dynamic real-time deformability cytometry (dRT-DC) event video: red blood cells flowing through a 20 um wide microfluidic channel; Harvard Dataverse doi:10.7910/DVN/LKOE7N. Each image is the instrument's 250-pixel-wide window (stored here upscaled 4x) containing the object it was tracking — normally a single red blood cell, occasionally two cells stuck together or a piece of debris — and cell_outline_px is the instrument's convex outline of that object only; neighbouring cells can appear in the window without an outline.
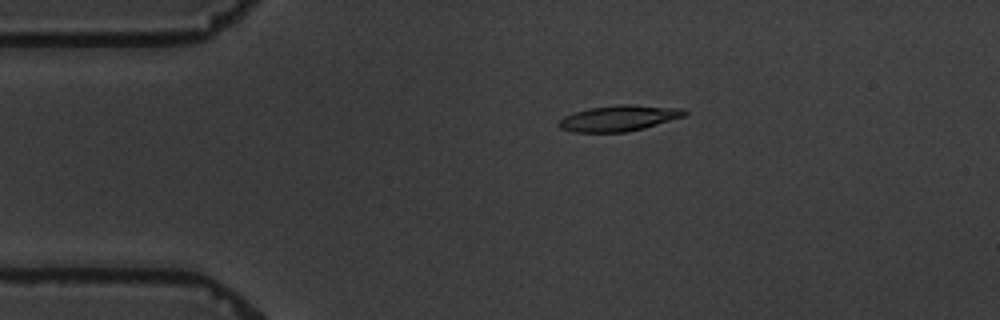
{"species": "common noctule bat (a hibernating species)", "species_latin": "Nyctalus noctula", "temperature_condition": "warm", "stored_images_in_passage": 4, "camera_frame_rate_fps": 3000, "um_per_image_px": 0.085, "animal": {"sex": "male", "body_mass_g": 19.5, "forearm_length_mm": 54.6}, "frame": {"image": 1, "passage_image": 3, "time_ms": 2.333, "image_size_px": [1000, 320], "cell_outline_px": [[688, 112], [684, 116], [644, 128], [628, 132], [572, 132], [560, 128], [556, 124], [564, 116], [588, 108], [620, 104], [632, 104], [684, 108]], "centroid_in_image_um": [52.61, 10.04], "position_along_channel_um": 32.4, "area_um2": 19.02}}